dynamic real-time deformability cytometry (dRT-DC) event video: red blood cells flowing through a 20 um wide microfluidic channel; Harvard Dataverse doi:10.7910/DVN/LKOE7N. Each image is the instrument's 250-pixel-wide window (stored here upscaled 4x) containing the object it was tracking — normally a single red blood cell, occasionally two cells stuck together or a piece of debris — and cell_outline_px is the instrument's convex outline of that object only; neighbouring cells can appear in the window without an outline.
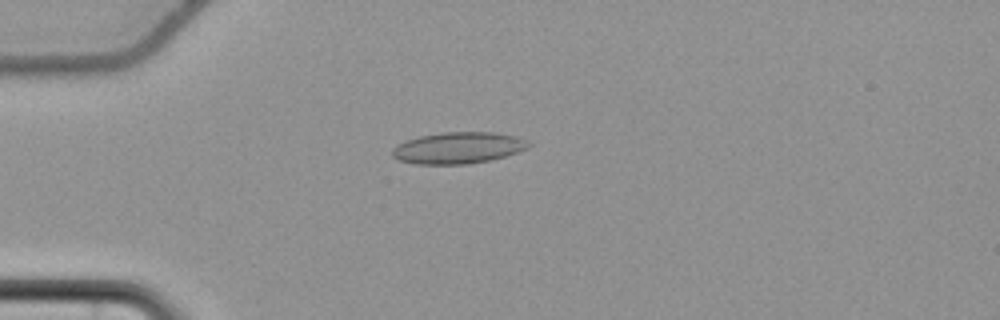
{"species": "common noctule bat (a hibernating species)", "species_latin": "Nyctalus noctula", "temperature_condition": "cold", "stored_images_in_passage": 57, "camera_frame_rate_fps": 3000, "um_per_image_px": 0.085, "animal": {"sex": "female", "body_mass_g": 22.7, "forearm_length_mm": 54.2}, "frame": {"image": 1, "passage_image": 16, "time_ms": 5.0, "image_size_px": [1000, 320], "cell_outline_px": [[532, 144], [528, 148], [504, 156], [488, 160], [468, 164], [416, 164], [400, 160], [392, 156], [392, 148], [408, 140], [420, 136], [444, 132], [496, 132], [516, 136]], "centroid_in_image_um": [38.95, 12.56], "position_along_channel_um": 46.0, "area_um2": 24.74}}
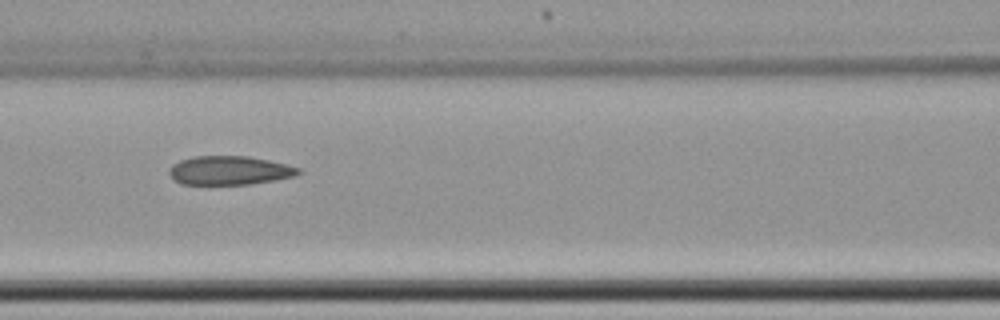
{"frame": {"image": 2, "passage_image": 26, "time_ms": 8.333, "image_size_px": [1000, 320], "cell_outline_px": [[304, 172], [296, 176], [248, 184], [180, 184], [168, 172], [172, 164], [180, 160], [196, 156], [248, 156], [268, 160], [300, 168]], "centroid_in_image_um": [19.52, 14.48], "position_along_channel_um": 147.1, "area_um2": 21.56}}
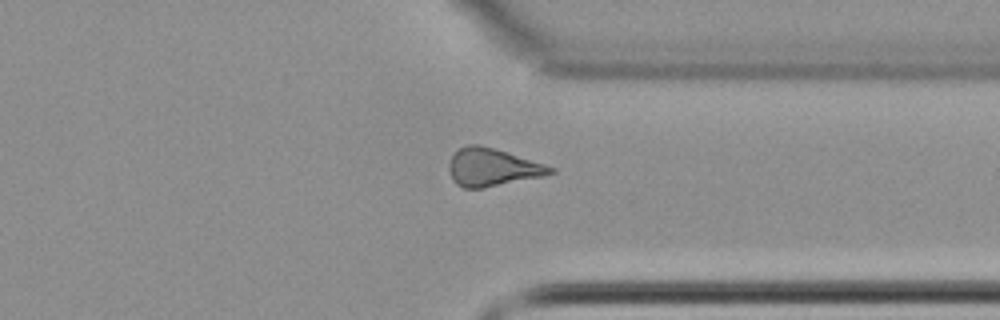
{"frame": {"image": 3, "passage_image": 44, "time_ms": 14.333, "image_size_px": [1000, 320], "cell_outline_px": [[556, 172], [544, 176], [484, 188], [464, 188], [456, 184], [452, 180], [448, 168], [448, 164], [452, 156], [460, 148], [468, 144], [480, 144], [544, 164], [556, 168]], "centroid_in_image_um": [41.84, 14.23], "position_along_channel_um": 369.6, "area_um2": 22.25}, "authors_computed_cell_mechanics": {"area_um2": 22.6576, "velocity_mm_per_s": 3.7143, "shape_relaxation_time_tau1_ms": 7.0826, "shape_relaxation_time_tau2_ms": 2.7827, "deformation_change_tau1": 0.1069, "deformation_change_tau2": 0.0983}}